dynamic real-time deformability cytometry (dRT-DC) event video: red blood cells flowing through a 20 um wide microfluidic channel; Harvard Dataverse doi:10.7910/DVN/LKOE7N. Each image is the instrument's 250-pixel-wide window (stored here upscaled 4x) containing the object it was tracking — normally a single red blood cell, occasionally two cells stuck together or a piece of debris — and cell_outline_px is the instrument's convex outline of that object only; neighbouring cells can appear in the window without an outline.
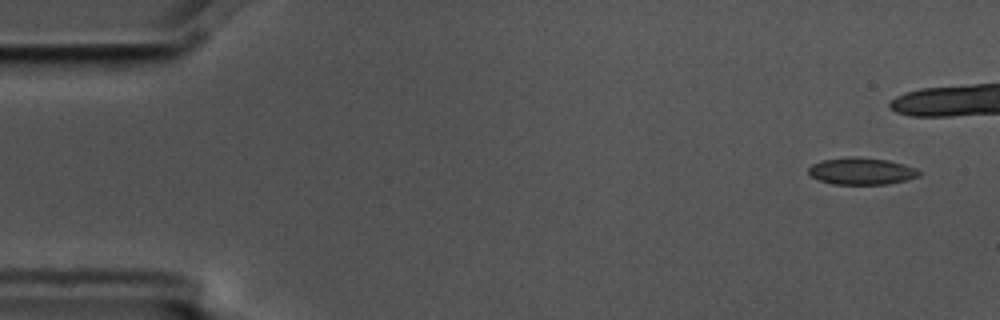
{"species": "common noctule bat (a hibernating species)", "species_latin": "Nyctalus noctula", "temperature_condition": "cold", "stored_images_in_passage": 5, "camera_frame_rate_fps": 3000, "um_per_image_px": 0.085, "animal": {"sex": "male", "body_mass_g": 17.5, "forearm_length_mm": 52.3}, "frame": {"image": 1, "passage_image": 1, "time_ms": 0.0, "image_size_px": [1000, 320], "cell_outline_px": [[924, 172], [920, 176], [888, 184], [832, 184], [820, 180], [812, 176], [808, 172], [808, 168], [812, 164], [820, 160], [848, 156], [860, 156], [888, 160], [904, 164], [916, 168]], "centroid_in_image_um": [73.25, 14.53], "position_along_channel_um": 11.8, "area_um2": 17.63}}